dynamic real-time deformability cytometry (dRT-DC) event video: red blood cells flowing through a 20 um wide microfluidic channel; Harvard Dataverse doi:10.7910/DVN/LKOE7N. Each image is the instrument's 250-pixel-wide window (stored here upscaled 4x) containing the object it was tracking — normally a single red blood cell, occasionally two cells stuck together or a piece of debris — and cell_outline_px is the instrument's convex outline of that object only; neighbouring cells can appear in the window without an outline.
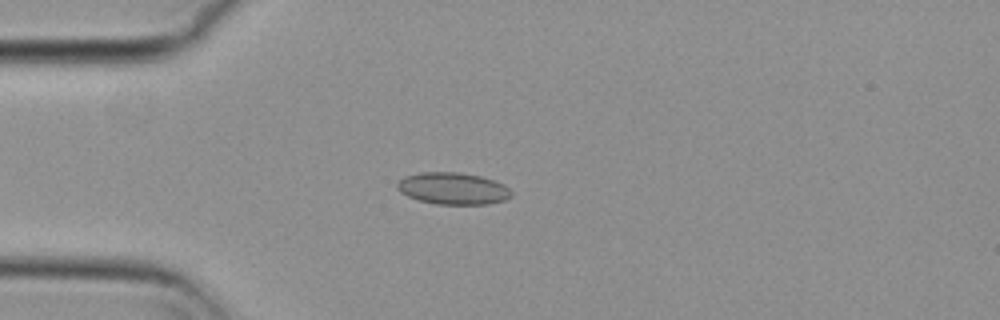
{"species": "common noctule bat (a hibernating species)", "species_latin": "Nyctalus noctula", "temperature_condition": "cold", "stored_images_in_passage": 54, "camera_frame_rate_fps": 3000, "um_per_image_px": 0.085, "animal": {"sex": "female", "body_mass_g": 29.2, "forearm_length_mm": 56.3}, "frame": {"image": 1, "passage_image": 13, "time_ms": 4.0, "image_size_px": [1000, 320], "cell_outline_px": [[512, 196], [504, 200], [488, 204], [436, 204], [420, 200], [408, 196], [400, 192], [396, 188], [396, 184], [404, 176], [420, 172], [460, 172], [480, 176], [504, 184], [512, 192]], "centroid_in_image_um": [38.49, 16.01], "position_along_channel_um": 46.5, "area_um2": 21.21}}
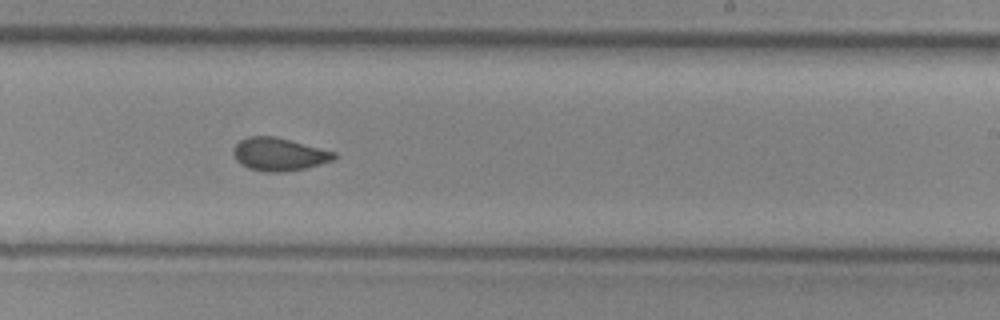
{"frame": {"image": 2, "passage_image": 32, "time_ms": 10.333, "image_size_px": [1000, 320], "cell_outline_px": [[336, 156], [332, 160], [320, 164], [304, 168], [284, 172], [264, 172], [248, 168], [240, 164], [236, 160], [232, 152], [232, 148], [240, 140], [248, 136], [272, 136], [336, 152]], "centroid_in_image_um": [23.66, 13.12], "position_along_channel_um": 265.3, "area_um2": 19.19}}
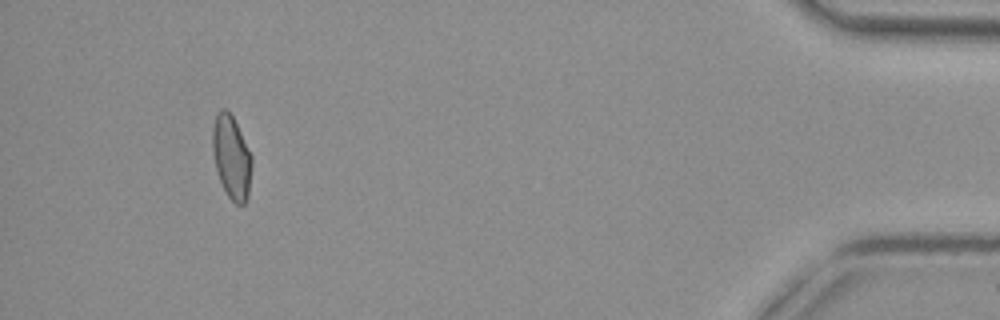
{"frame": {"image": 3, "passage_image": 50, "time_ms": 16.333, "image_size_px": [1000, 320], "cell_outline_px": [[252, 164], [248, 196], [244, 204], [236, 204], [228, 196], [220, 180], [216, 168], [212, 152], [212, 128], [216, 112], [220, 108], [224, 108], [232, 116], [252, 156]], "centroid_in_image_um": [19.66, 13.34], "position_along_channel_um": 415.5, "area_um2": 18.96}, "authors_computed_cell_mechanics": {"area_um2": 19.5364, "velocity_mm_per_s": 3.7082, "shape_relaxation_time_tau1_ms": null, "shape_relaxation_time_tau2_ms": 1.3319, "deformation_change_tau1": null, "deformation_change_tau2": 0.0623}}